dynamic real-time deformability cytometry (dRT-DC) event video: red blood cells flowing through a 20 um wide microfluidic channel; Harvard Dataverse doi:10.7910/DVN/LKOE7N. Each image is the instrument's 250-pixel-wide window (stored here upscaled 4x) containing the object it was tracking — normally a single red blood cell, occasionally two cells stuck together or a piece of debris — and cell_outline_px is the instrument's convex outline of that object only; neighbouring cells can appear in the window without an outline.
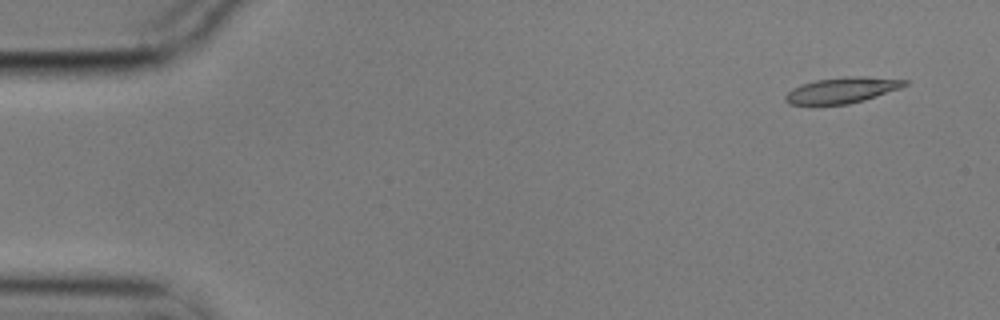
{"species": "common noctule bat (a hibernating species)", "species_latin": "Nyctalus noctula", "temperature_condition": "cold", "stored_images_in_passage": 4, "camera_frame_rate_fps": 3000, "um_per_image_px": 0.085, "animal": {"sex": "male", "body_mass_g": 17.9}, "frame": {"image": 1, "passage_image": 1, "time_ms": 0.0, "image_size_px": [1000, 320], "cell_outline_px": [[908, 84], [900, 88], [864, 100], [848, 104], [788, 104], [784, 100], [784, 96], [792, 88], [800, 84], [816, 80], [844, 76], [864, 76], [908, 80]], "centroid_in_image_um": [71.56, 7.65], "position_along_channel_um": 13.4, "area_um2": 17.92}}